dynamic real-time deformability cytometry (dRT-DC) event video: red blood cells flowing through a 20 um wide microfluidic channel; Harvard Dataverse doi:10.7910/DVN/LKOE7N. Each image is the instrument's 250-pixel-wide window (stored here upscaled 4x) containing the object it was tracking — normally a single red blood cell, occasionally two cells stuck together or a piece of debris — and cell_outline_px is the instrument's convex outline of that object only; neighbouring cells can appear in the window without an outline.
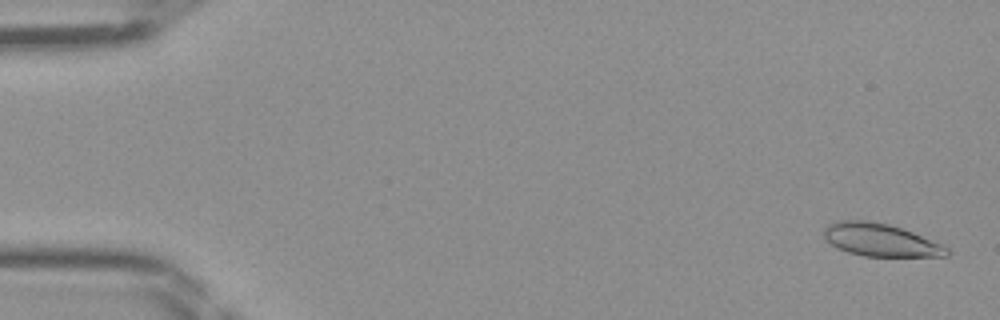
{"species": "Egyptian fruit bat (a non-hibernating species)", "species_latin": "Rousettus aegyptiacus", "temperature_condition": "room temperature", "stored_images_in_passage": 47, "camera_frame_rate_fps": 3000, "um_per_image_px": 0.085, "frame": {"image": 1, "passage_image": 2, "time_ms": 0.333, "image_size_px": [1000, 320], "cell_outline_px": [[952, 252], [948, 256], [864, 256], [848, 252], [832, 244], [824, 236], [824, 228], [828, 224], [836, 220], [868, 220], [888, 224], [912, 232], [940, 244], [948, 248]], "centroid_in_image_um": [74.83, 20.39], "position_along_channel_um": 10.2, "area_um2": 23.18}}
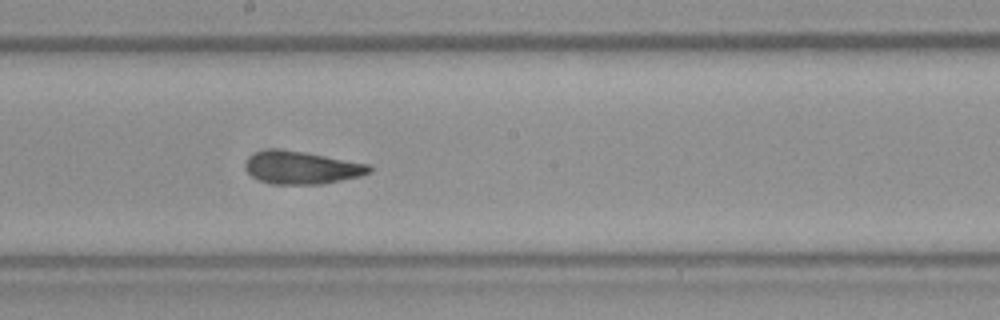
{"frame": {"image": 2, "passage_image": 26, "time_ms": 8.333, "image_size_px": [1000, 320], "cell_outline_px": [[372, 172], [360, 176], [320, 184], [272, 184], [260, 180], [252, 176], [244, 168], [244, 164], [248, 156], [256, 152], [308, 152], [372, 164]], "centroid_in_image_um": [25.72, 14.28], "position_along_channel_um": 222.5, "area_um2": 23.24}}
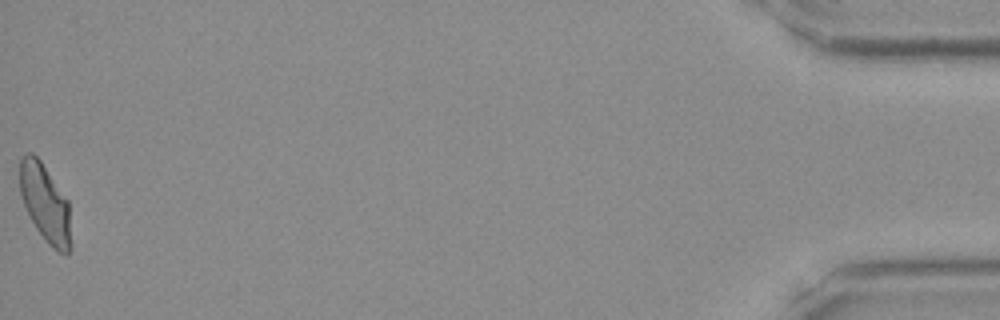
{"frame": {"image": 3, "passage_image": 47, "time_ms": 15.333, "image_size_px": [1000, 320], "cell_outline_px": [[72, 248], [68, 252], [60, 252], [52, 248], [48, 244], [36, 228], [24, 204], [20, 192], [20, 156], [28, 152], [32, 152], [40, 160], [68, 200], [72, 244]], "centroid_in_image_um": [3.85, 17.27], "position_along_channel_um": 431.3, "area_um2": 23.12}}